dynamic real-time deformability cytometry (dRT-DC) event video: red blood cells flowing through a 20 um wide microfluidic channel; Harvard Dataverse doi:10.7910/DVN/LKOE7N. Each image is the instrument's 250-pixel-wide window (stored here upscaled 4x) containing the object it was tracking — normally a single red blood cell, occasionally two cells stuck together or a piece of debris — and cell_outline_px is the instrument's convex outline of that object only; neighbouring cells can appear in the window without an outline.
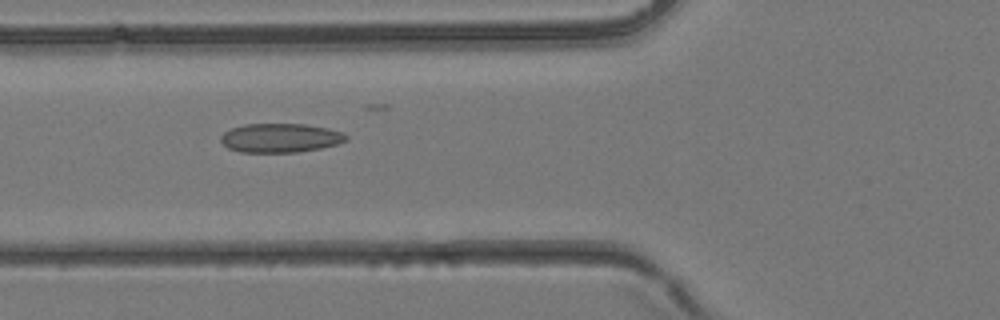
{"species": "common noctule bat (a hibernating species)", "species_latin": "Nyctalus noctula", "temperature_condition": "room temperature", "stored_images_in_passage": 2, "camera_frame_rate_fps": 3000, "um_per_image_px": 0.085, "animal": {"sex": "female", "body_mass_g": 24.6, "forearm_length_mm": 56.2}, "frame": {"image": 1, "passage_image": 2, "time_ms": 0.333, "image_size_px": [1000, 320], "cell_outline_px": [[348, 140], [336, 144], [320, 148], [296, 152], [240, 152], [228, 148], [220, 140], [220, 136], [224, 132], [232, 128], [244, 124], [304, 124], [328, 128], [340, 132], [348, 136]], "centroid_in_image_um": [23.81, 11.72], "position_along_channel_um": 102.0, "area_um2": 21.1}}